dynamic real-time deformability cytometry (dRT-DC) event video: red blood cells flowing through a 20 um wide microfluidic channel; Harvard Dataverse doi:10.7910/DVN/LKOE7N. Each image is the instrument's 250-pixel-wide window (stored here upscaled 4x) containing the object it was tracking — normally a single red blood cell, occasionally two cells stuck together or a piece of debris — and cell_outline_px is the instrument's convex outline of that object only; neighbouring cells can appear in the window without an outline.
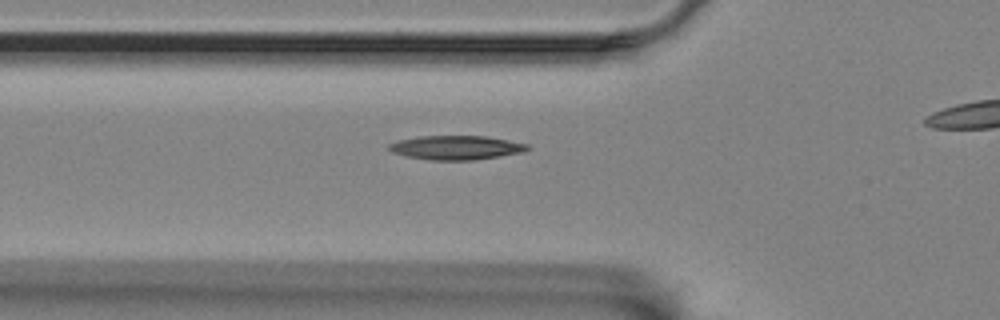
{"species": "Egyptian fruit bat (a non-hibernating species)", "species_latin": "Rousettus aegyptiacus", "temperature_condition": "room temperature", "stored_images_in_passage": 45, "camera_frame_rate_fps": 3000, "um_per_image_px": 0.085, "animal": {"sex": "female"}, "frame": {"image": 1, "passage_image": 15, "time_ms": 4.667, "image_size_px": [1000, 320], "cell_outline_px": [[532, 148], [524, 152], [500, 156], [472, 160], [432, 160], [408, 156], [392, 152], [388, 148], [388, 144], [396, 140], [420, 136], [488, 136], [528, 144]], "centroid_in_image_um": [38.79, 12.54], "position_along_channel_um": 87.0, "area_um2": 19.48}}
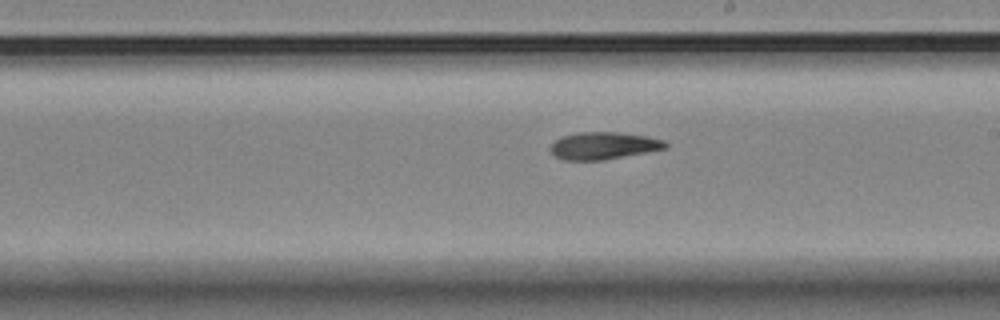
{"frame": {"image": 2, "passage_image": 28, "time_ms": 9.0, "image_size_px": [1000, 320], "cell_outline_px": [[668, 148], [604, 160], [564, 160], [556, 156], [548, 148], [556, 140], [564, 136], [576, 132], [620, 132], [648, 136], [664, 140], [668, 144]], "centroid_in_image_um": [51.33, 12.38], "position_along_channel_um": 237.7, "area_um2": 18.32}}
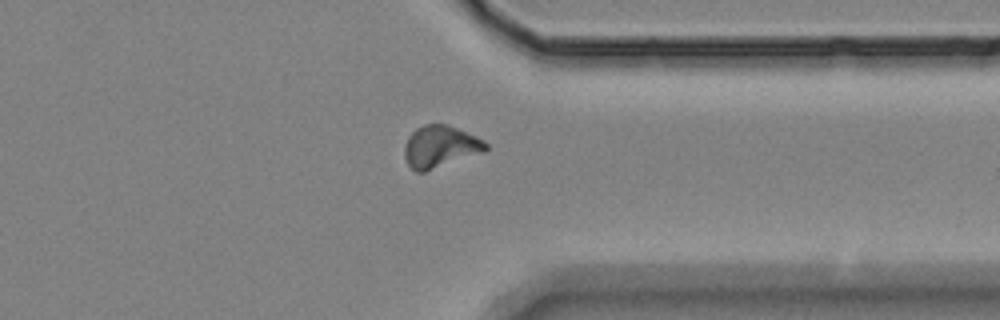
{"frame": {"image": 3, "passage_image": 40, "time_ms": 13.0, "image_size_px": [1000, 320], "cell_outline_px": [[488, 148], [484, 152], [424, 172], [416, 172], [408, 164], [404, 156], [404, 144], [408, 136], [416, 128], [424, 124], [444, 124], [456, 128], [476, 136], [484, 140], [488, 144]], "centroid_in_image_um": [37.4, 12.46], "position_along_channel_um": 374.0, "area_um2": 19.88}}